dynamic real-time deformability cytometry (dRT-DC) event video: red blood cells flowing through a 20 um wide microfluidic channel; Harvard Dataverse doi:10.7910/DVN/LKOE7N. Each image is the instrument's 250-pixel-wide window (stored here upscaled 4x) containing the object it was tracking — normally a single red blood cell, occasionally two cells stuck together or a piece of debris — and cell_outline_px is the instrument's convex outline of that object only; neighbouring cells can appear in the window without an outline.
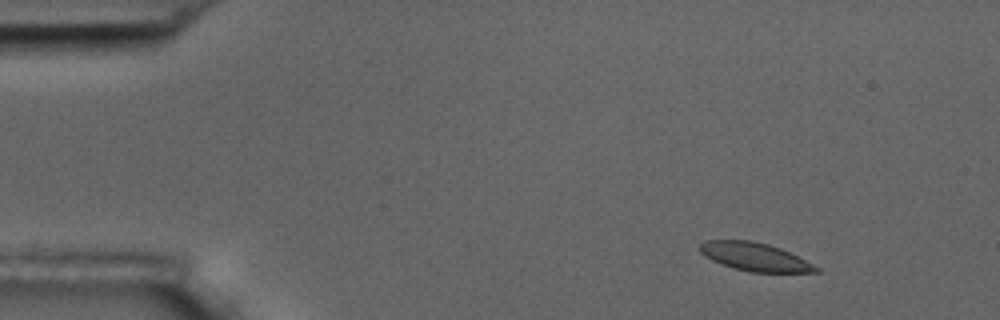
{"species": "common noctule bat (a hibernating species)", "species_latin": "Nyctalus noctula", "temperature_condition": "room temperature", "stored_images_in_passage": 6, "camera_frame_rate_fps": 3000, "um_per_image_px": 0.085, "animal": {"sex": "male", "body_mass_g": 17.5, "forearm_length_mm": 52.3}, "frame": {"image": 1, "passage_image": 2, "time_ms": 1.0, "image_size_px": [1000, 320], "cell_outline_px": [[820, 272], [752, 272], [732, 268], [712, 260], [700, 252], [700, 244], [704, 240], [752, 240], [768, 244], [780, 248], [820, 268]], "centroid_in_image_um": [64.13, 21.82], "position_along_channel_um": 20.9, "area_um2": 18.9}}
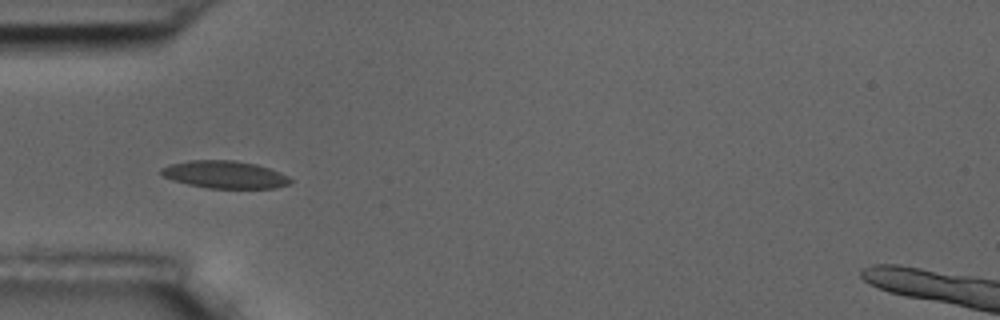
{"frame": {"image": 2, "passage_image": 5, "time_ms": 4.667, "image_size_px": [1000, 320], "cell_outline_px": [[292, 184], [276, 188], [208, 188], [188, 184], [172, 180], [164, 176], [160, 172], [160, 168], [168, 164], [188, 160], [232, 160], [256, 164], [280, 172], [288, 176], [292, 180]], "centroid_in_image_um": [19.11, 14.84], "position_along_channel_um": 65.9, "area_um2": 20.81}}